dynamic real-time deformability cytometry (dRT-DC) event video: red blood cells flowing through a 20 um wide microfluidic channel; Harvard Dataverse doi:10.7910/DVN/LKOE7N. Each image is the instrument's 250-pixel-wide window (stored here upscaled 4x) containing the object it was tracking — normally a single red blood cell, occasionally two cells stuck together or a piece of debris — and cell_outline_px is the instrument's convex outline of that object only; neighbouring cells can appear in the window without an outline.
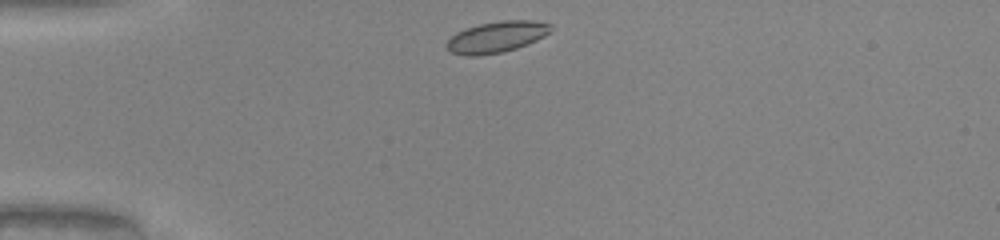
{"species": "common noctule bat (a hibernating species)", "species_latin": "Nyctalus noctula", "temperature_condition": "warm", "stored_images_in_passage": 31, "camera_frame_rate_fps": 3000, "um_per_image_px": 0.085, "animal": {"sex": "male", "body_mass_g": 20.0, "forearm_length_mm": 53.3}, "frame": {"image": 1, "passage_image": 1, "time_ms": 0.0, "image_size_px": [1000, 240], "cell_outline_px": [[552, 24], [548, 32], [544, 36], [528, 44], [516, 48], [500, 52], [476, 56], [468, 56], [452, 52], [444, 48], [444, 44], [456, 32], [480, 24], [500, 20], [532, 20]], "centroid_in_image_um": [42.18, 3.14], "position_along_channel_um": 42.8, "area_um2": 18.79}}
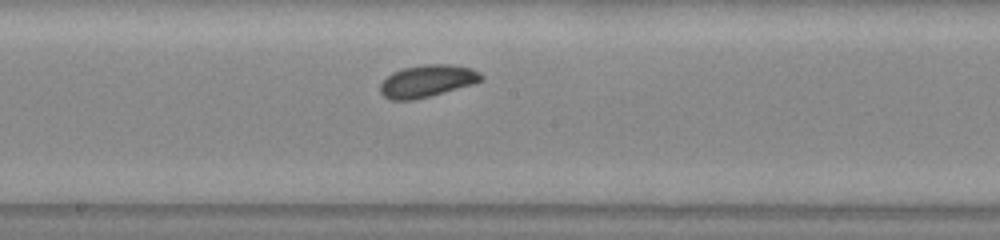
{"frame": {"image": 2, "passage_image": 16, "time_ms": 5.0, "image_size_px": [1000, 240], "cell_outline_px": [[484, 80], [472, 84], [428, 96], [412, 100], [388, 100], [380, 92], [380, 84], [392, 72], [404, 68], [428, 64], [452, 64], [472, 68], [480, 72], [484, 76]], "centroid_in_image_um": [36.33, 6.88], "position_along_channel_um": 211.9, "area_um2": 18.84}}
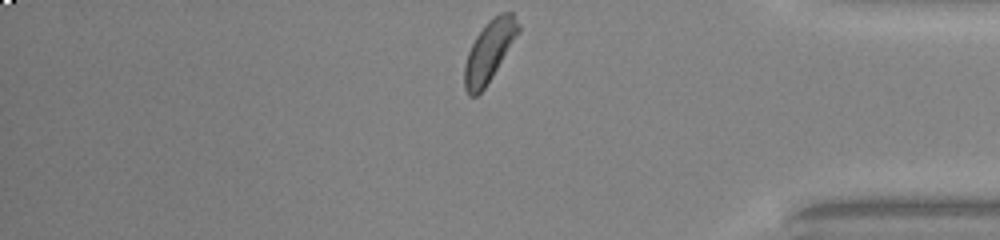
{"frame": {"image": 3, "passage_image": 31, "time_ms": 10.0, "image_size_px": [1000, 240], "cell_outline_px": [[520, 32], [492, 76], [484, 88], [476, 96], [468, 96], [464, 88], [464, 64], [468, 52], [476, 36], [488, 20], [500, 12], [512, 12], [520, 28]], "centroid_in_image_um": [41.57, 4.35], "position_along_channel_um": 393.6, "area_um2": 18.96}, "authors_computed_cell_mechanics": {"area_um2": 18.785, "velocity_mm_per_s": 4.0524, "shape_relaxation_time_tau1_ms": 3.1994, "shape_relaxation_time_tau2_ms": null, "deformation_change_tau1": 0.0909, "deformation_change_tau2": null}}